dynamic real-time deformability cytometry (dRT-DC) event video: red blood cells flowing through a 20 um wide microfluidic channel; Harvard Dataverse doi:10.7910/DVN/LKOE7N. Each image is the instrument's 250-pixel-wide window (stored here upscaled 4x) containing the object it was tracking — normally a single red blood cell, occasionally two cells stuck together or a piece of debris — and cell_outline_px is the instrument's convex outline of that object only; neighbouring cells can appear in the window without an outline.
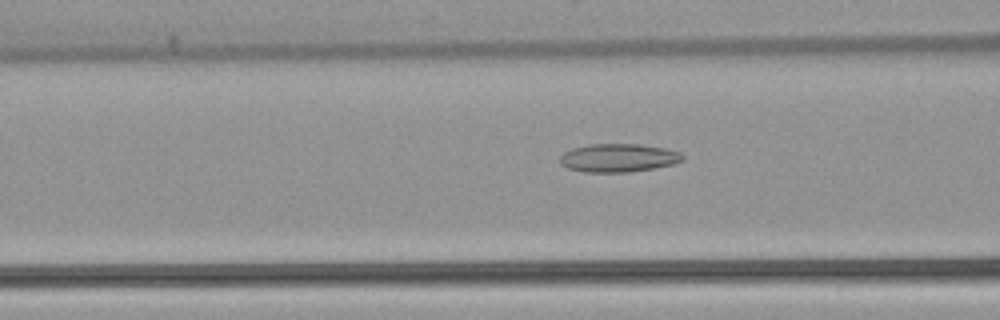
{"species": "common noctule bat (a hibernating species)", "species_latin": "Nyctalus noctula", "temperature_condition": "warm", "stored_images_in_passage": 46, "camera_frame_rate_fps": 3000, "um_per_image_px": 0.085, "animal": {"sex": "female", "body_mass_g": 22.7, "forearm_length_mm": 54.2}, "frame": {"image": 1, "passage_image": 14, "time_ms": 4.333, "image_size_px": [1000, 320], "cell_outline_px": [[684, 160], [676, 164], [656, 168], [628, 172], [584, 172], [568, 168], [560, 164], [560, 156], [564, 152], [572, 148], [588, 144], [640, 144], [664, 148], [680, 152], [684, 156]], "centroid_in_image_um": [52.58, 13.42], "position_along_channel_um": 114.0, "area_um2": 20.46}}
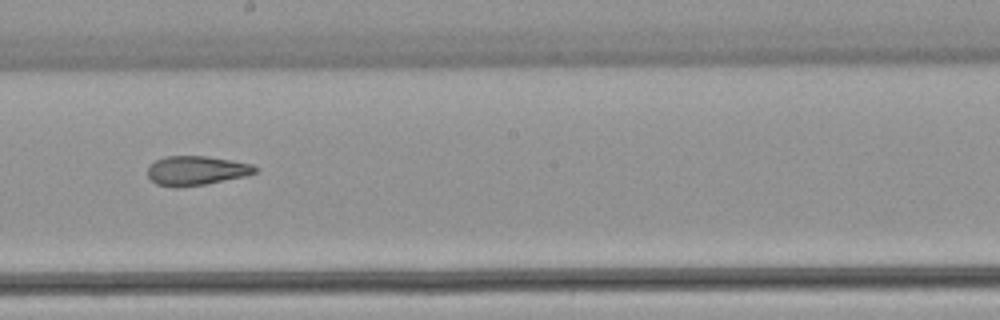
{"frame": {"image": 2, "passage_image": 23, "time_ms": 7.333, "image_size_px": [1000, 320], "cell_outline_px": [[256, 172], [248, 176], [204, 184], [176, 188], [172, 188], [156, 184], [148, 176], [148, 168], [156, 160], [164, 156], [204, 156], [252, 164], [256, 168]], "centroid_in_image_um": [16.66, 14.51], "position_along_channel_um": 231.5, "area_um2": 18.26}}
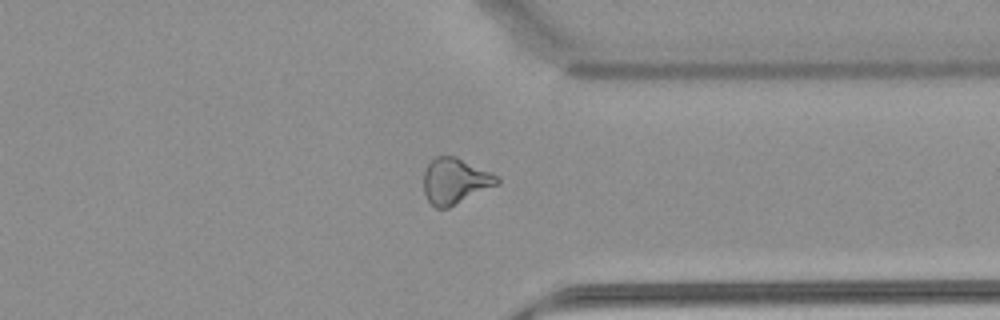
{"frame": {"image": 3, "passage_image": 34, "time_ms": 11.0, "image_size_px": [1000, 320], "cell_outline_px": [[500, 184], [448, 208], [436, 208], [428, 200], [424, 192], [424, 172], [428, 164], [436, 156], [456, 156], [492, 172], [500, 176]], "centroid_in_image_um": [38.73, 15.38], "position_along_channel_um": 372.7, "area_um2": 19.77}, "authors_computed_cell_mechanics": {"area_um2": 19.8254, "velocity_mm_per_s": 3.9185, "shape_relaxation_time_tau1_ms": null, "shape_relaxation_time_tau2_ms": 2.4152, "deformation_change_tau1": null, "deformation_change_tau2": 0.1138}}